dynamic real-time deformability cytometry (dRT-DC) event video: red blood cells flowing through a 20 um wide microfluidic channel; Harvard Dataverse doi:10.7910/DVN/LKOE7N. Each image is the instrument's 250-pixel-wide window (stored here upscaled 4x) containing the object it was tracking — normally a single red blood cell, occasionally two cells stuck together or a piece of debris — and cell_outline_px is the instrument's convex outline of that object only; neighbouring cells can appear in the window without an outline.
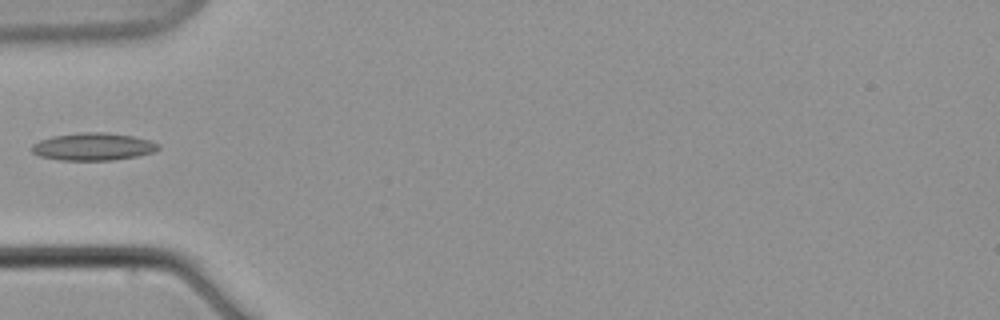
{"species": "common noctule bat (a hibernating species)", "species_latin": "Nyctalus noctula", "temperature_condition": "warm", "stored_images_in_passage": 10, "camera_frame_rate_fps": 3000, "um_per_image_px": 0.085, "animal": {"sex": "male", "body_mass_g": 21.5, "forearm_length_mm": 52.0}, "frame": {"image": 1, "passage_image": 7, "time_ms": 8.0, "image_size_px": [1000, 320], "cell_outline_px": [[160, 148], [152, 152], [136, 156], [112, 160], [60, 160], [40, 156], [32, 152], [32, 144], [40, 140], [52, 136], [80, 132], [108, 132], [132, 136], [148, 140], [160, 144]], "centroid_in_image_um": [7.9, 12.46], "position_along_channel_um": 77.1, "area_um2": 20.23}}
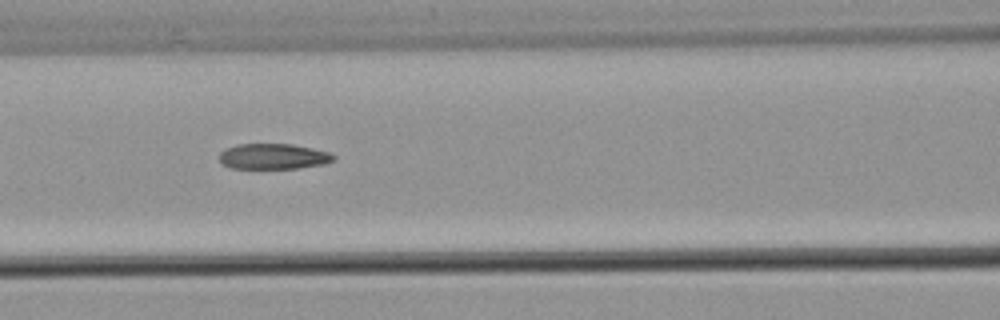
{"frame": {"image": 2, "passage_image": 9, "time_ms": 10.333, "image_size_px": [1000, 320], "cell_outline_px": [[336, 160], [324, 164], [296, 168], [232, 168], [224, 164], [220, 160], [220, 152], [224, 148], [236, 144], [292, 144], [312, 148], [328, 152], [336, 156]], "centroid_in_image_um": [23.24, 13.28], "position_along_channel_um": 143.4, "area_um2": 16.99}}